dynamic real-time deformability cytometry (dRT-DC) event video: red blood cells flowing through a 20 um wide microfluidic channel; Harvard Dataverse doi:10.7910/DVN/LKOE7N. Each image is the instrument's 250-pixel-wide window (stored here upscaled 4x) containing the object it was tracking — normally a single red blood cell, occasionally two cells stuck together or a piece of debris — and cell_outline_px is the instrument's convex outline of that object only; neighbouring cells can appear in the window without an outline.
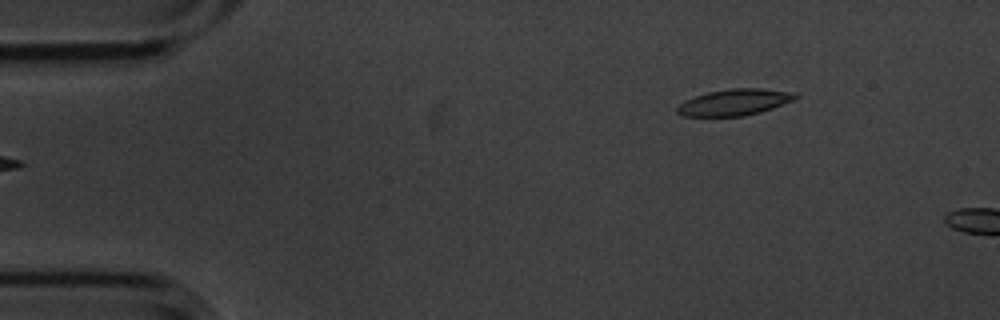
{"species": "common noctule bat (a hibernating species)", "species_latin": "Nyctalus noctula", "temperature_condition": "cold", "stored_images_in_passage": 3, "camera_frame_rate_fps": 3000, "um_per_image_px": 0.085, "animal": {"sex": "male", "body_mass_g": 20.1, "forearm_length_mm": 53.5}, "frame": {"image": 1, "passage_image": 3, "time_ms": 0.667, "image_size_px": [1000, 320], "cell_outline_px": [[800, 96], [792, 100], [772, 108], [760, 112], [744, 116], [680, 116], [676, 112], [676, 108], [684, 100], [708, 92], [732, 88], [760, 88], [796, 92]], "centroid_in_image_um": [62.42, 8.69], "position_along_channel_um": 22.6, "area_um2": 18.15}}